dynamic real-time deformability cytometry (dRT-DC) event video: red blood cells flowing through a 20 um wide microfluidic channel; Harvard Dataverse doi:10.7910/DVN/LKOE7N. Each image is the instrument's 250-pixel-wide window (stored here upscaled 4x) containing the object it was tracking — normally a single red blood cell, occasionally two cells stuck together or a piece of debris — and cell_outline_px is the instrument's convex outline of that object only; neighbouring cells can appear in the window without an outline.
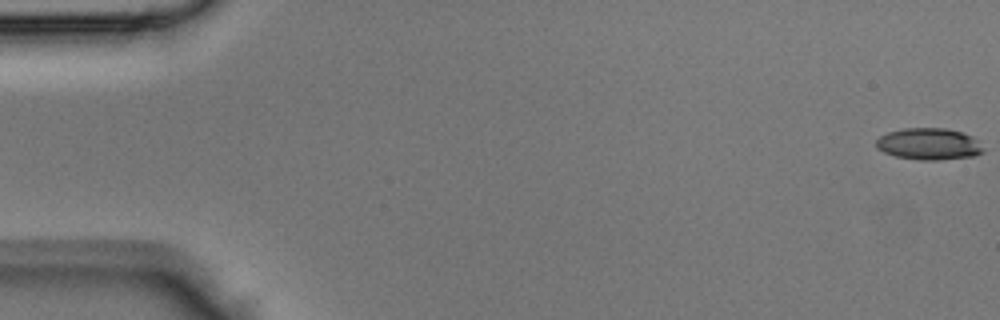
{"species": "Egyptian fruit bat (a non-hibernating species)", "species_latin": "Rousettus aegyptiacus", "temperature_condition": "room temperature", "stored_images_in_passage": 41, "camera_frame_rate_fps": 3000, "um_per_image_px": 0.085, "animal": {"sex": "male"}, "frame": {"image": 1, "passage_image": 1, "time_ms": 0.0, "image_size_px": [1000, 320], "cell_outline_px": [[984, 152], [976, 156], [936, 160], [920, 160], [896, 156], [884, 152], [876, 148], [876, 140], [880, 136], [888, 132], [904, 128], [944, 128], [964, 132], [972, 136], [984, 148]], "centroid_in_image_um": [78.97, 12.24], "position_along_channel_um": 6.0, "area_um2": 19.88}}
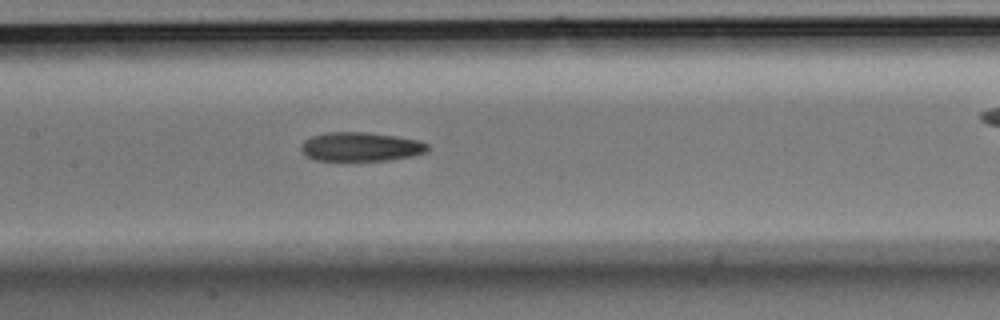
{"frame": {"image": 2, "passage_image": 21, "time_ms": 6.667, "image_size_px": [1000, 320], "cell_outline_px": [[428, 148], [424, 152], [412, 156], [388, 160], [316, 160], [308, 156], [300, 148], [300, 144], [304, 140], [312, 136], [324, 132], [368, 132], [396, 136], [416, 140], [428, 144]], "centroid_in_image_um": [30.63, 12.46], "position_along_channel_um": 176.8, "area_um2": 21.21}}
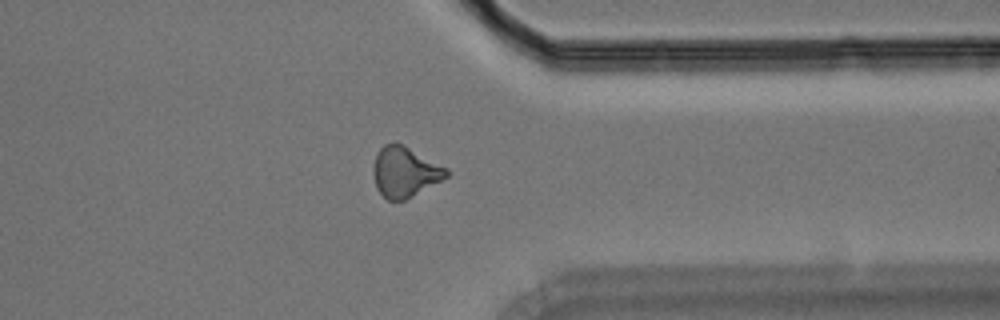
{"frame": {"image": 3, "passage_image": 34, "time_ms": 11.0, "image_size_px": [1000, 320], "cell_outline_px": [[448, 176], [412, 196], [404, 200], [388, 200], [376, 188], [372, 172], [372, 168], [376, 152], [384, 144], [404, 144], [448, 168]], "centroid_in_image_um": [34.39, 14.59], "position_along_channel_um": 377.0, "area_um2": 21.39}}